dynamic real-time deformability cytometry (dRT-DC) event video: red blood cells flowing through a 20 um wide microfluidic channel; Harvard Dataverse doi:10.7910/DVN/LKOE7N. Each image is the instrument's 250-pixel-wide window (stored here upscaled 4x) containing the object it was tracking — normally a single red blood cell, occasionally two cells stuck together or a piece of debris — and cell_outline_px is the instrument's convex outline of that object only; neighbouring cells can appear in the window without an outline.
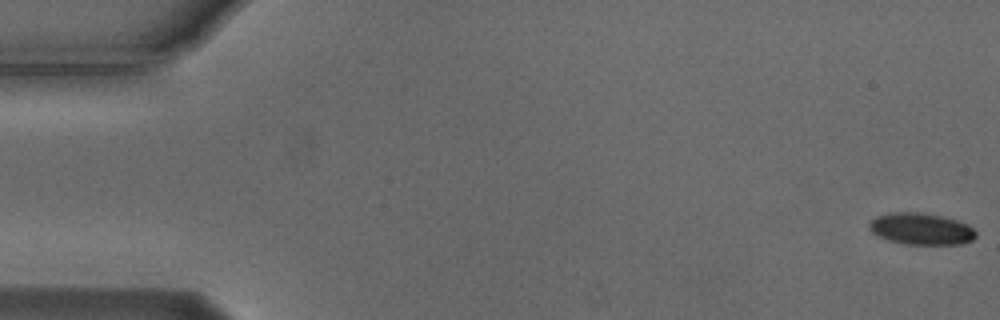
{"species": "Egyptian fruit bat (a non-hibernating species)", "species_latin": "Rousettus aegyptiacus", "temperature_condition": "cold", "stored_images_in_passage": 17, "camera_frame_rate_fps": 3000, "um_per_image_px": 0.085, "animal": {"sex": "male"}, "frame": {"image": 1, "passage_image": 1, "time_ms": 0.0, "image_size_px": [1000, 320], "cell_outline_px": [[976, 236], [972, 240], [964, 244], [904, 244], [888, 240], [872, 232], [868, 228], [868, 224], [876, 216], [888, 212], [920, 212], [940, 216], [956, 220], [968, 224], [976, 232]], "centroid_in_image_um": [78.29, 19.45], "position_along_channel_um": 6.7, "area_um2": 19.71}}
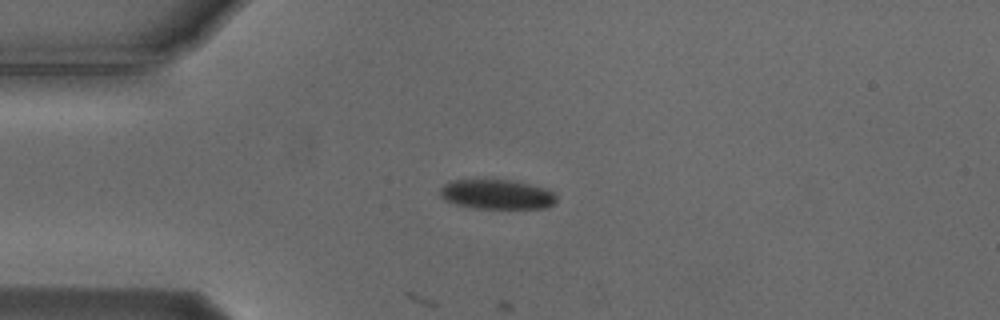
{"frame": {"image": 2, "passage_image": 14, "time_ms": 4.333, "image_size_px": [1000, 320], "cell_outline_px": [[556, 200], [548, 208], [476, 208], [456, 204], [444, 200], [440, 196], [440, 188], [444, 184], [452, 180], [512, 180], [544, 188], [552, 192], [556, 196]], "centroid_in_image_um": [42.2, 16.52], "position_along_channel_um": 42.8, "area_um2": 19.94}}